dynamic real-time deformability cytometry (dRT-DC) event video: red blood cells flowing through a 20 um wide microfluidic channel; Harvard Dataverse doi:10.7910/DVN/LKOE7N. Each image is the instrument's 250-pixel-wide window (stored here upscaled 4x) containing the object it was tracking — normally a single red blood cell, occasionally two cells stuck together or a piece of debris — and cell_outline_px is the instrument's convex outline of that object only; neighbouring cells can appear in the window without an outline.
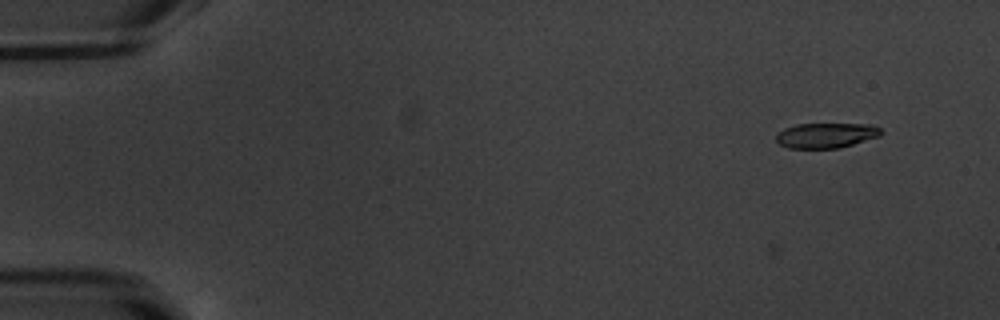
{"species": "common noctule bat (a hibernating species)", "species_latin": "Nyctalus noctula", "temperature_condition": "warm", "stored_images_in_passage": 11, "camera_frame_rate_fps": 3000, "um_per_image_px": 0.085, "animal": {"sex": "male", "body_mass_g": 20.1, "forearm_length_mm": 53.5}, "frame": {"image": 1, "passage_image": 2, "time_ms": 0.333, "image_size_px": [1000, 320], "cell_outline_px": [[884, 132], [880, 136], [840, 148], [788, 148], [780, 144], [776, 140], [776, 136], [784, 128], [796, 124], [872, 124], [880, 128]], "centroid_in_image_um": [70.25, 11.5], "position_along_channel_um": 14.7, "area_um2": 15.37}}